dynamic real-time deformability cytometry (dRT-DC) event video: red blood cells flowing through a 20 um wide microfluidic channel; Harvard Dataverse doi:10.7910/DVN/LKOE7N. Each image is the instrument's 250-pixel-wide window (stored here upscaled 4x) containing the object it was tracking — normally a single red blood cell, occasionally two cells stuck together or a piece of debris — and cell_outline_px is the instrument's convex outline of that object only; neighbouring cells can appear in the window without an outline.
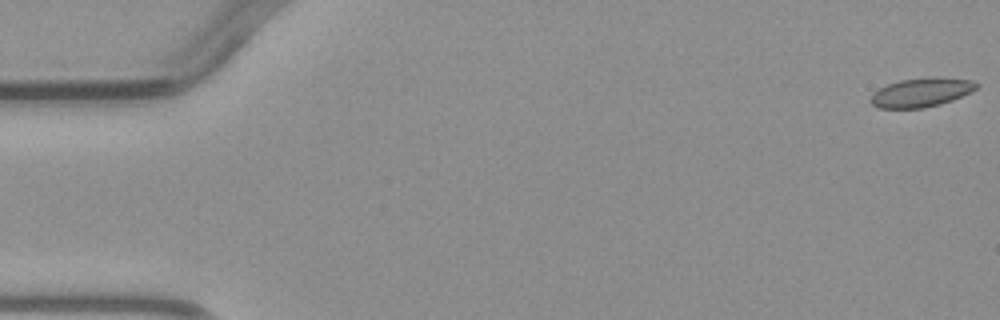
{"species": "common noctule bat (a hibernating species)", "species_latin": "Nyctalus noctula", "temperature_condition": "warm", "stored_images_in_passage": 4, "camera_frame_rate_fps": 3000, "um_per_image_px": 0.085, "animal": {"sex": "male", "body_mass_g": 23.1, "forearm_length_mm": 52.7}, "frame": {"image": 1, "passage_image": 1, "time_ms": 0.0, "image_size_px": [1000, 320], "cell_outline_px": [[980, 84], [972, 92], [952, 100], [940, 104], [924, 108], [880, 108], [872, 104], [868, 100], [880, 88], [888, 84], [900, 80], [928, 76], [936, 76], [972, 80]], "centroid_in_image_um": [78.35, 7.84], "position_along_channel_um": 6.6, "area_um2": 18.03}}
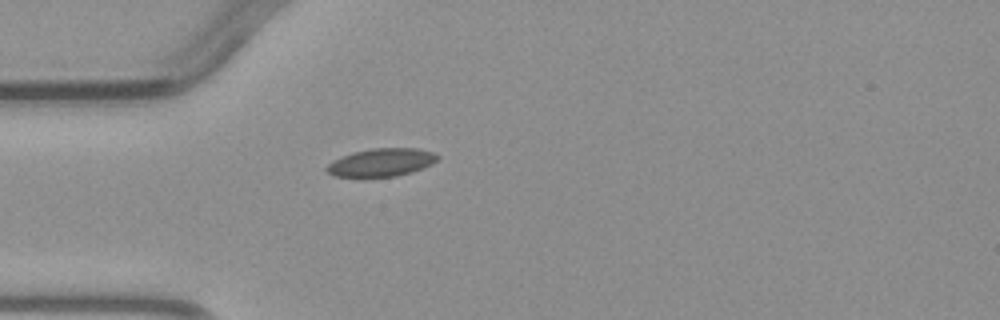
{"frame": {"image": 2, "passage_image": 4, "time_ms": 4.333, "image_size_px": [1000, 320], "cell_outline_px": [[440, 156], [432, 164], [412, 172], [396, 176], [336, 176], [328, 172], [324, 168], [332, 160], [340, 156], [352, 152], [372, 148], [416, 148], [432, 152]], "centroid_in_image_um": [32.4, 13.79], "position_along_channel_um": 52.6, "area_um2": 17.98}}